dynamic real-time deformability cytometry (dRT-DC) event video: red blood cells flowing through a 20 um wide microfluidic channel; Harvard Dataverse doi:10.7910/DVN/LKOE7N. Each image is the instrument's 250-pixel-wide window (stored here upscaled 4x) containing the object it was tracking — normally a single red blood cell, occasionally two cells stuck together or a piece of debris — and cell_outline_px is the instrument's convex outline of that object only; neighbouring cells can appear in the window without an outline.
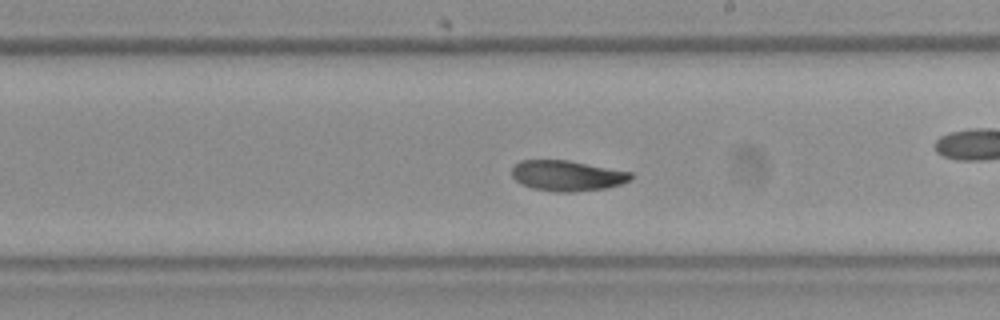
{"species": "Egyptian fruit bat (a non-hibernating species)", "species_latin": "Rousettus aegyptiacus", "temperature_condition": "room temperature", "stored_images_in_passage": 47, "camera_frame_rate_fps": 3000, "um_per_image_px": 0.085, "frame": {"image": 1, "passage_image": 27, "time_ms": 8.667, "image_size_px": [1000, 320], "cell_outline_px": [[632, 180], [608, 188], [572, 192], [556, 192], [532, 188], [520, 184], [512, 176], [512, 164], [520, 160], [568, 160], [632, 172]], "centroid_in_image_um": [48.19, 14.93], "position_along_channel_um": 240.8, "area_um2": 21.39}}
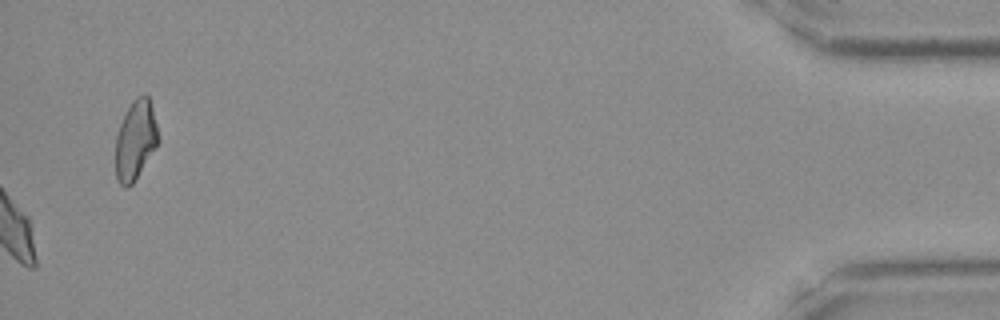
{"frame": {"image": 2, "passage_image": 47, "time_ms": 15.333, "image_size_px": [1000, 320], "cell_outline_px": [[160, 140], [156, 148], [132, 184], [128, 188], [124, 188], [120, 184], [116, 176], [116, 136], [120, 124], [132, 100], [136, 96], [144, 92], [148, 96], [152, 108], [160, 136]], "centroid_in_image_um": [11.54, 11.89], "position_along_channel_um": 423.7, "area_um2": 19.88}}